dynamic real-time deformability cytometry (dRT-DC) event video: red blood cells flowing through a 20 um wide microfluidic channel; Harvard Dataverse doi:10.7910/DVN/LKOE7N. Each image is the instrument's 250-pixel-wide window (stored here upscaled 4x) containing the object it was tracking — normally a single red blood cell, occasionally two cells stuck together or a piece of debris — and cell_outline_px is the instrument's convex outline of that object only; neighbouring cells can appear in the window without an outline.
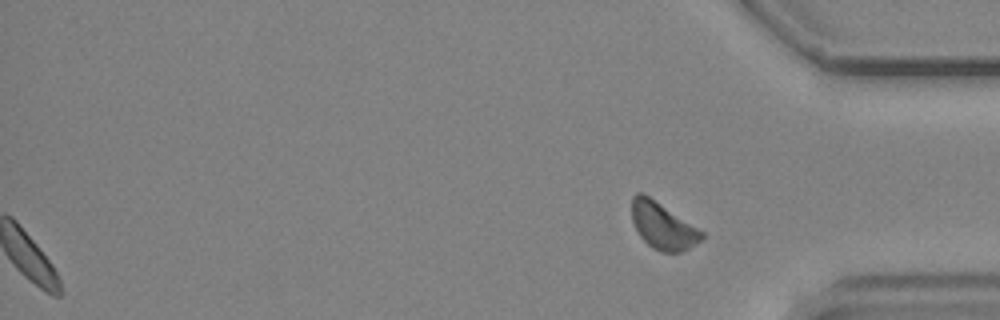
{"species": "common noctule bat (a hibernating species)", "species_latin": "Nyctalus noctula", "temperature_condition": "cold", "stored_images_in_passage": 48, "segment_of_instrument_passage": [2, 2], "camera_frame_rate_fps": 3000, "um_per_image_px": 0.085, "animal": {"sex": "male", "body_mass_g": 19.2, "forearm_length_mm": 51.8}, "frame": {"image": 1, "passage_image": 48, "time_ms": 15.667, "image_size_px": [1000, 320], "cell_outline_px": [[704, 236], [700, 240], [688, 248], [680, 252], [660, 252], [652, 248], [640, 236], [632, 220], [632, 196], [636, 192], [644, 192], [704, 232]], "centroid_in_image_um": [56.31, 19.17], "position_along_channel_um": 378.9, "area_um2": 18.9}}